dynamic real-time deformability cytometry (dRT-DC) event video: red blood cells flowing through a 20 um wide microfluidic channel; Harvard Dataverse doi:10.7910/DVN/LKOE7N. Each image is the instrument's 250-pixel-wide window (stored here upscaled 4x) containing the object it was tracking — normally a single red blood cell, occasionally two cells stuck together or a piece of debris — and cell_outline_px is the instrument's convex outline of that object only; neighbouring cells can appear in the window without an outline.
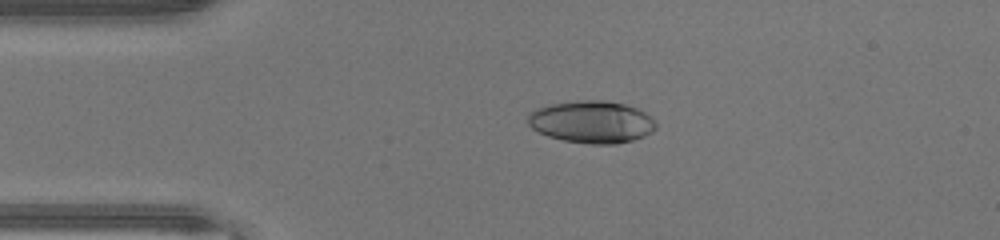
{"species": "human", "species_latin": "Homo sapiens", "temperature_condition": "warm", "stored_images_in_passage": 46, "camera_frame_rate_fps": 3000, "um_per_image_px": 0.085, "donor": {"sex": "male"}, "frame": {"image": 1, "passage_image": 10, "time_ms": 3.0, "image_size_px": [1000, 240], "cell_outline_px": [[656, 128], [652, 132], [644, 136], [632, 140], [616, 144], [588, 144], [564, 140], [548, 136], [532, 128], [528, 124], [528, 112], [536, 108], [548, 104], [576, 100], [604, 100], [624, 104], [636, 108], [644, 112], [656, 120]], "centroid_in_image_um": [50.29, 10.35], "position_along_channel_um": 34.7, "area_um2": 31.73}}
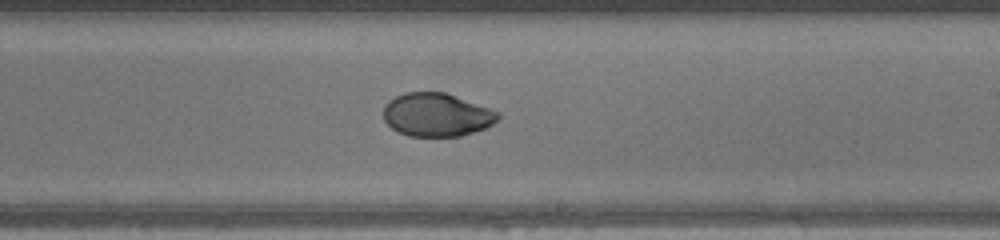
{"frame": {"image": 2, "passage_image": 27, "time_ms": 8.667, "image_size_px": [1000, 240], "cell_outline_px": [[500, 120], [484, 128], [460, 136], [408, 136], [396, 132], [384, 120], [384, 104], [388, 100], [404, 92], [444, 92], [492, 108], [500, 112]], "centroid_in_image_um": [37.13, 9.75], "position_along_channel_um": 251.9, "area_um2": 29.19}}
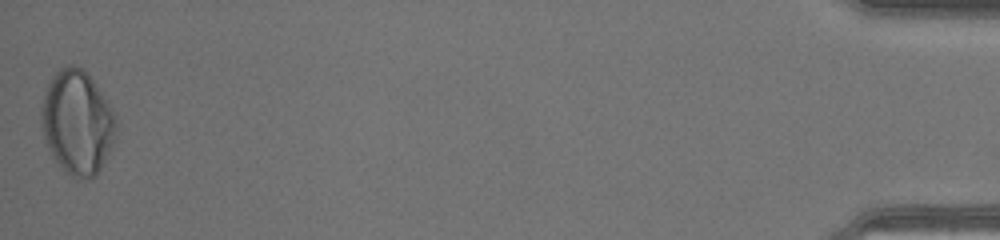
{"frame": {"image": 3, "passage_image": 46, "time_ms": 15.0, "image_size_px": [1000, 240], "cell_outline_px": [[120, 124], [112, 148], [100, 168], [88, 180], [76, 180], [52, 156], [44, 140], [40, 120], [40, 108], [48, 84], [52, 76], [60, 68], [68, 64], [72, 64], [80, 68], [96, 84], [112, 108]], "centroid_in_image_um": [6.59, 10.41], "position_along_channel_um": 428.6, "area_um2": 45.6}, "authors_computed_cell_mechanics": {"area_um2": 31.501, "velocity_mm_per_s": 4.4611, "shape_relaxation_time_tau1_ms": null, "shape_relaxation_time_tau2_ms": 1.371, "deformation_change_tau1": null, "deformation_change_tau2": 0.0355}}